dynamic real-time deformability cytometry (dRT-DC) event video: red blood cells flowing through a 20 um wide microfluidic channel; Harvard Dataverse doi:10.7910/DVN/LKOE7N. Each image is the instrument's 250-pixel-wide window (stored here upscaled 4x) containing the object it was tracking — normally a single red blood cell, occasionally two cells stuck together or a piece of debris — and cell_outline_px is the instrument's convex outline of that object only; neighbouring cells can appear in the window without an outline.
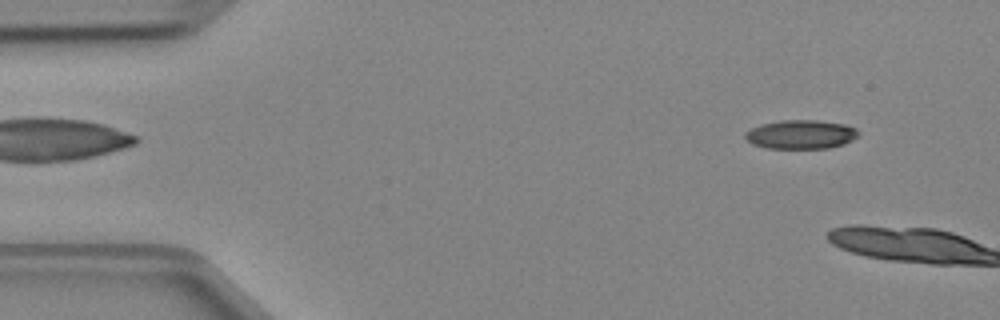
{"species": "Egyptian fruit bat (a non-hibernating species)", "species_latin": "Rousettus aegyptiacus", "temperature_condition": "cold", "stored_images_in_passage": 5, "camera_frame_rate_fps": 3000, "um_per_image_px": 0.085, "animal": {"sex": "female"}, "frame": {"image": 1, "passage_image": 4, "time_ms": 1.0, "image_size_px": [1000, 320], "cell_outline_px": [[860, 136], [844, 144], [828, 148], [764, 148], [752, 144], [744, 136], [744, 132], [760, 124], [780, 120], [816, 120], [848, 124], [856, 128], [860, 132]], "centroid_in_image_um": [68.1, 11.42], "position_along_channel_um": 16.9, "area_um2": 19.36}}